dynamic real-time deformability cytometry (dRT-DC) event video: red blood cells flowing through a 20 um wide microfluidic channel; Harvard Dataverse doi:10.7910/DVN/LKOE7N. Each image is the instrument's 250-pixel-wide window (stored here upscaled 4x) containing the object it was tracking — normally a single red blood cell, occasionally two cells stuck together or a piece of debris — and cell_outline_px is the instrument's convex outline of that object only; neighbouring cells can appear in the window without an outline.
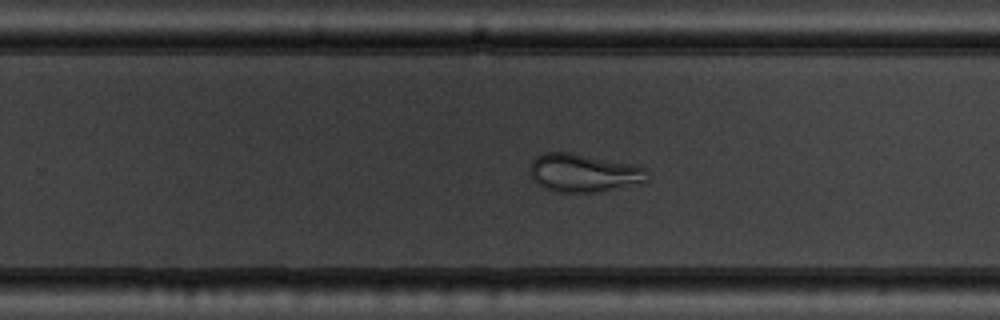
{"species": "common noctule bat (a hibernating species)", "species_latin": "Nyctalus noctula", "temperature_condition": "warm", "stored_images_in_passage": 53, "camera_frame_rate_fps": 3000, "um_per_image_px": 0.085, "animal": {"sex": "male", "body_mass_g": 19.5, "forearm_length_mm": 54.6}, "frame": {"image": 1, "passage_image": 34, "time_ms": 11.0, "image_size_px": [1000, 320], "cell_outline_px": [[648, 180], [600, 192], [556, 192], [544, 188], [536, 184], [528, 172], [528, 168], [532, 160], [536, 156], [544, 152], [568, 152], [636, 164], [644, 168]], "centroid_in_image_um": [49.52, 14.69], "position_along_channel_um": 280.3, "area_um2": 26.24}}
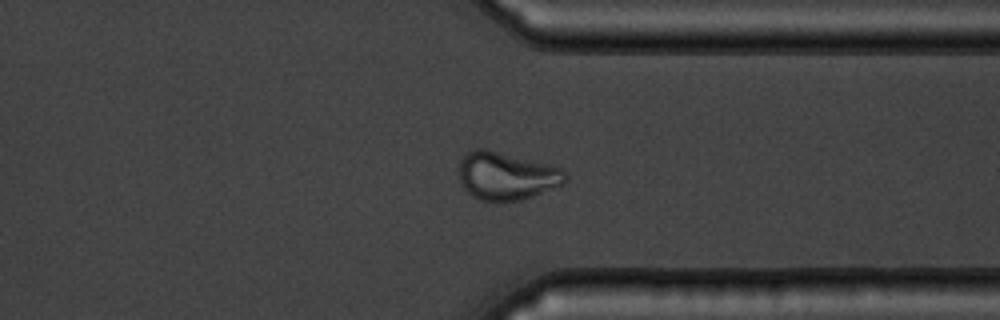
{"frame": {"image": 2, "passage_image": 41, "time_ms": 13.333, "image_size_px": [1000, 320], "cell_outline_px": [[568, 176], [564, 184], [532, 196], [520, 200], [480, 200], [472, 196], [464, 188], [460, 180], [460, 160], [468, 152], [476, 148], [484, 148], [564, 168]], "centroid_in_image_um": [43.08, 14.94], "position_along_channel_um": 368.3, "area_um2": 29.42}}
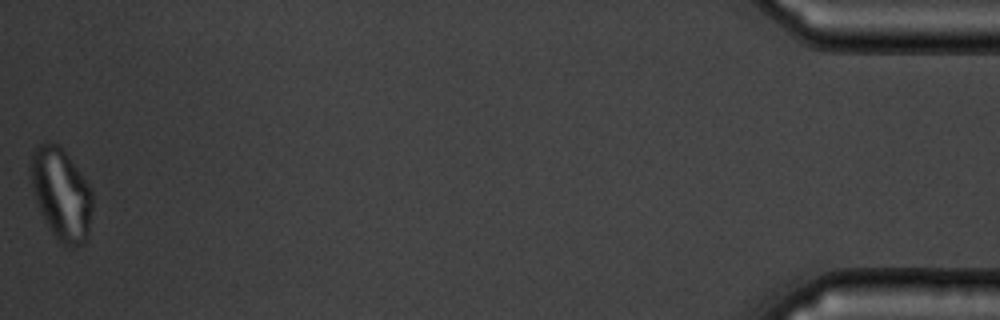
{"frame": {"image": 3, "passage_image": 53, "time_ms": 17.333, "image_size_px": [1000, 320], "cell_outline_px": [[92, 208], [88, 236], [84, 244], [72, 248], [64, 244], [52, 232], [40, 212], [36, 204], [28, 168], [32, 152], [44, 140], [60, 144], [92, 188]], "centroid_in_image_um": [5.2, 16.45], "position_along_channel_um": 430.0, "area_um2": 33.47}}